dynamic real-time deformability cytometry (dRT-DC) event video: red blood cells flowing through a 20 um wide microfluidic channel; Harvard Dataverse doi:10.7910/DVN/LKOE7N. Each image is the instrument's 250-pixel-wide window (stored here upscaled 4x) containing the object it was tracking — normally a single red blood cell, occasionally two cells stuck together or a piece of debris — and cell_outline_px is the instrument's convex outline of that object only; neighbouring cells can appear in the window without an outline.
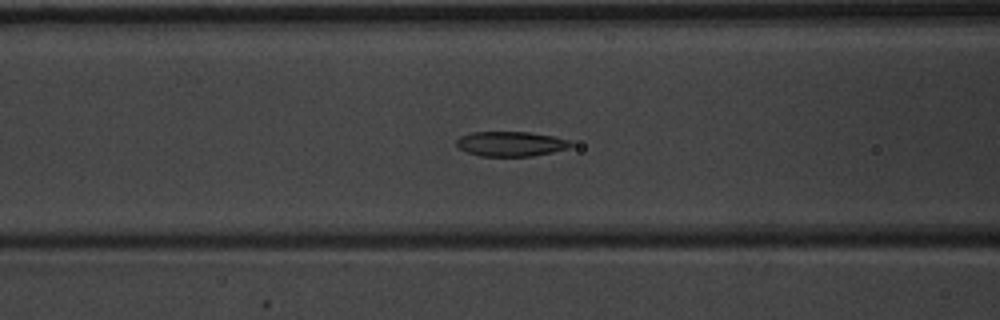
{"species": "common noctule bat (a hibernating species)", "species_latin": "Nyctalus noctula", "temperature_condition": "warm", "stored_images_in_passage": 38, "camera_frame_rate_fps": 3000, "um_per_image_px": 0.085, "animal": {"sex": "male", "body_mass_g": 20.1, "forearm_length_mm": 53.5}, "frame": {"image": 1, "passage_image": 8, "time_ms": 2.333, "image_size_px": [1000, 320], "cell_outline_px": [[572, 144], [568, 148], [552, 152], [532, 156], [480, 156], [468, 152], [460, 148], [456, 144], [456, 140], [460, 136], [472, 132], [528, 132], [552, 136], [568, 140]], "centroid_in_image_um": [43.39, 12.22], "position_along_channel_um": 123.2, "area_um2": 16.36}}
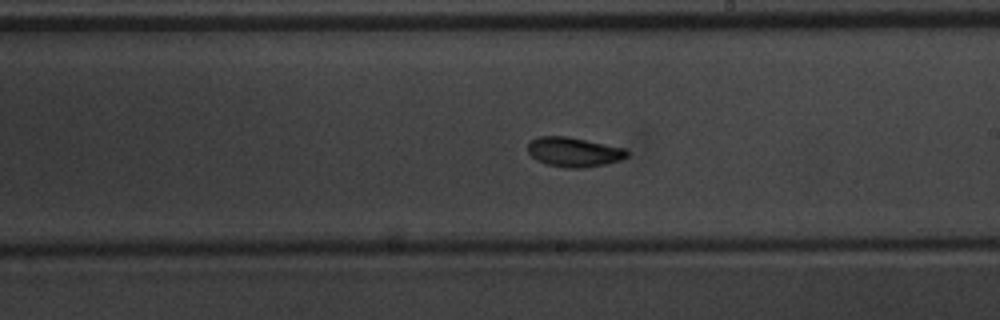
{"frame": {"image": 2, "passage_image": 17, "time_ms": 5.333, "image_size_px": [1000, 320], "cell_outline_px": [[628, 156], [620, 160], [604, 164], [584, 168], [564, 168], [548, 164], [536, 160], [528, 152], [528, 144], [532, 140], [540, 136], [568, 136], [628, 148]], "centroid_in_image_um": [48.81, 12.91], "position_along_channel_um": 240.2, "area_um2": 17.22}}
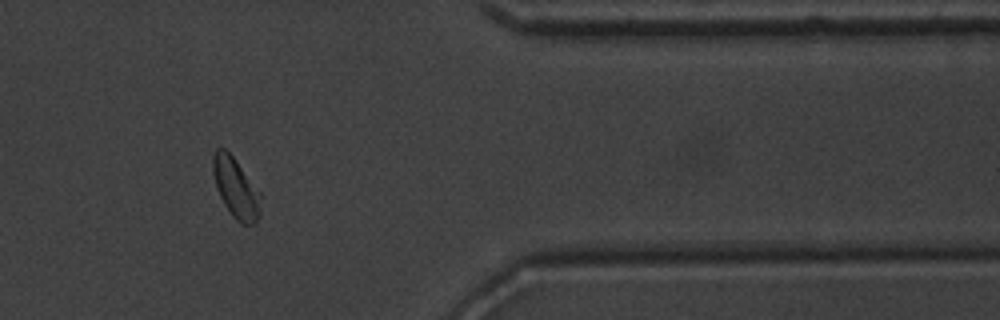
{"frame": {"image": 3, "passage_image": 30, "time_ms": 9.667, "image_size_px": [1000, 320], "cell_outline_px": [[260, 216], [256, 224], [240, 224], [232, 216], [224, 204], [216, 188], [212, 172], [212, 156], [216, 148], [224, 148], [232, 156], [260, 192]], "centroid_in_image_um": [20.03, 16.0], "position_along_channel_um": 391.4, "area_um2": 16.7}, "authors_computed_cell_mechanics": {"area_um2": 16.9932, "velocity_mm_per_s": 3.899, "shape_relaxation_time_tau1_ms": 2.1455, "shape_relaxation_time_tau2_ms": 1.7759, "deformation_change_tau1": 0.0959, "deformation_change_tau2": 0.0692}}